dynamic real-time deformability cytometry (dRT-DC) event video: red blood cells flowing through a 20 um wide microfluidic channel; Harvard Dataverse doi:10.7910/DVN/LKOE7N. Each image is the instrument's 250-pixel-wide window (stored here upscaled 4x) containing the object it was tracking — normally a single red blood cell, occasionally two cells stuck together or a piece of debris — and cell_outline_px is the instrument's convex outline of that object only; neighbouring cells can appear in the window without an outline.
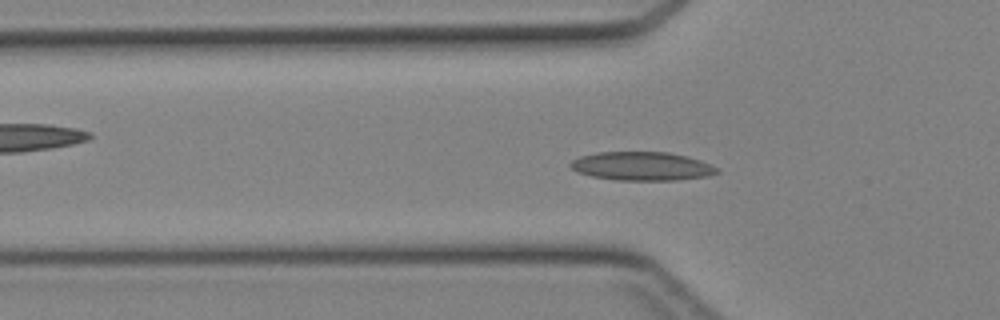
{"species": "Egyptian fruit bat (a non-hibernating species)", "species_latin": "Rousettus aegyptiacus", "temperature_condition": "cold", "stored_images_in_passage": 34, "camera_frame_rate_fps": 3000, "um_per_image_px": 0.085, "animal": {"sex": "female"}, "frame": {"image": 1, "passage_image": 14, "time_ms": 4.333, "image_size_px": [1000, 320], "cell_outline_px": [[720, 172], [708, 176], [676, 180], [616, 180], [592, 176], [576, 172], [568, 164], [572, 160], [580, 156], [596, 152], [668, 152], [688, 156], [700, 160], [720, 168]], "centroid_in_image_um": [54.57, 14.12], "position_along_channel_um": 71.2, "area_um2": 24.62}}
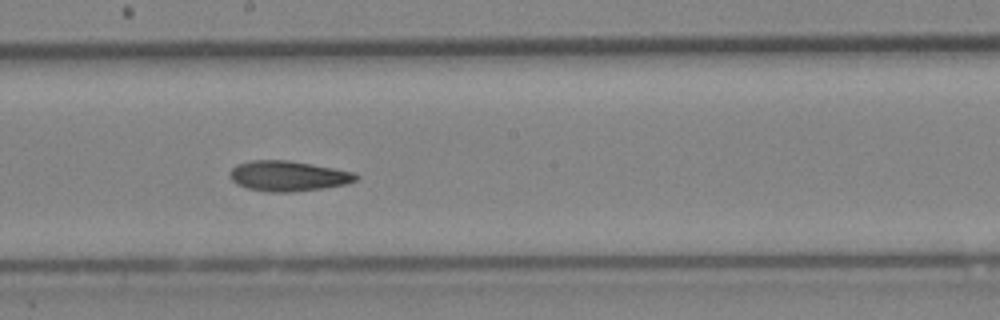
{"frame": {"image": 2, "passage_image": 24, "time_ms": 7.667, "image_size_px": [1000, 320], "cell_outline_px": [[360, 176], [356, 180], [348, 184], [324, 188], [292, 192], [268, 192], [248, 188], [236, 184], [232, 180], [232, 168], [236, 164], [252, 160], [288, 160], [356, 172]], "centroid_in_image_um": [24.54, 14.96], "position_along_channel_um": 223.7, "area_um2": 22.25}}
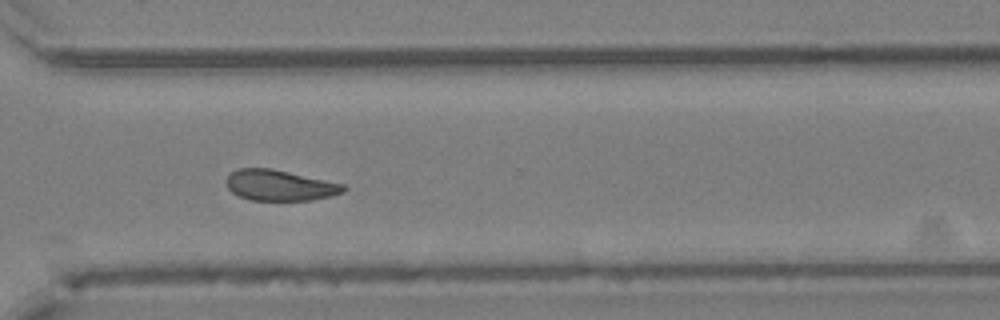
{"frame": {"image": 3, "passage_image": 32, "time_ms": 10.333, "image_size_px": [1000, 320], "cell_outline_px": [[348, 188], [344, 192], [332, 196], [312, 200], [252, 200], [240, 196], [232, 192], [228, 188], [224, 180], [232, 172], [240, 168], [272, 168], [344, 184]], "centroid_in_image_um": [23.8, 15.75], "position_along_channel_um": 346.8, "area_um2": 21.04}}